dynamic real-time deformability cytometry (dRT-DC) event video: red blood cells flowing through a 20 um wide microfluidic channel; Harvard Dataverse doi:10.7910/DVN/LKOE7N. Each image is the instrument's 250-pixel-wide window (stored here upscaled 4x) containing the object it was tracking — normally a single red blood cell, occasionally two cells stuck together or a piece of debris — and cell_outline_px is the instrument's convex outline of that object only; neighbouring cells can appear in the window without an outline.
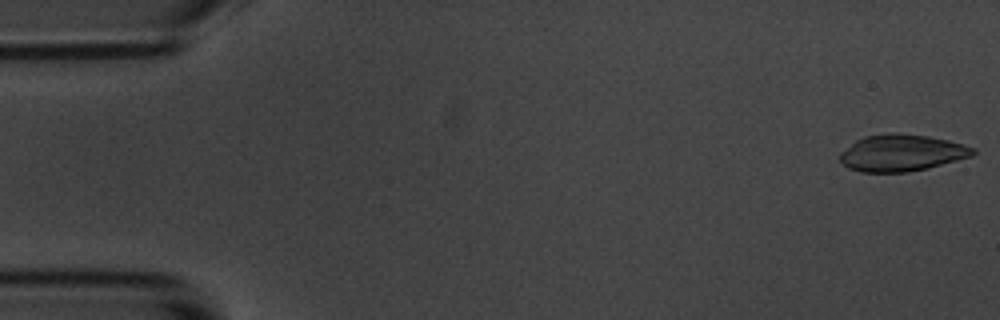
{"species": "common noctule bat (a hibernating species)", "species_latin": "Nyctalus noctula", "temperature_condition": "room temperature", "stored_images_in_passage": 55, "camera_frame_rate_fps": 3000, "um_per_image_px": 0.085, "animal": {"sex": "male", "body_mass_g": 20.1, "forearm_length_mm": 53.5}, "frame": {"image": 1, "passage_image": 1, "time_ms": 0.0, "image_size_px": [1000, 320], "cell_outline_px": [[976, 152], [972, 156], [928, 168], [908, 172], [860, 172], [848, 168], [840, 160], [840, 152], [856, 140], [864, 136], [892, 132], [896, 132], [928, 136], [948, 140], [964, 144], [976, 148]], "centroid_in_image_um": [76.65, 12.99], "position_along_channel_um": 8.4, "area_um2": 28.61}}
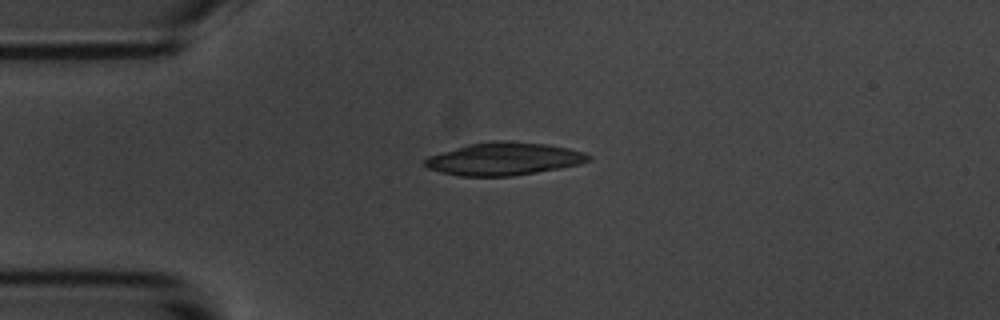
{"frame": {"image": 2, "passage_image": 13, "time_ms": 4.0, "image_size_px": [1000, 320], "cell_outline_px": [[592, 160], [580, 164], [560, 168], [512, 176], [460, 176], [440, 172], [428, 168], [424, 164], [424, 160], [428, 156], [468, 144], [496, 140], [508, 140], [544, 144], [568, 148], [584, 152], [592, 156]], "centroid_in_image_um": [42.84, 13.5], "position_along_channel_um": 42.2, "area_um2": 31.21}}
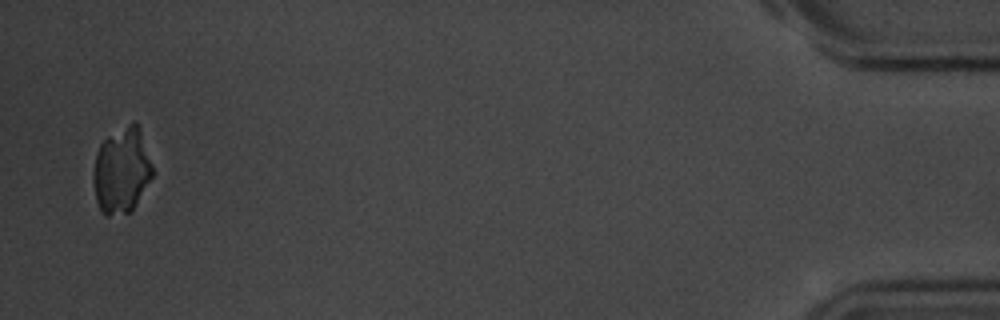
{"frame": {"image": 3, "passage_image": 54, "time_ms": 17.667, "image_size_px": [1000, 320], "cell_outline_px": [[152, 176], [132, 212], [108, 216], [104, 216], [100, 212], [96, 200], [92, 180], [92, 172], [96, 156], [100, 144], [108, 136], [132, 120], [136, 120], [140, 128], [152, 164]], "centroid_in_image_um": [10.32, 14.5], "position_along_channel_um": 424.9, "area_um2": 29.94}}